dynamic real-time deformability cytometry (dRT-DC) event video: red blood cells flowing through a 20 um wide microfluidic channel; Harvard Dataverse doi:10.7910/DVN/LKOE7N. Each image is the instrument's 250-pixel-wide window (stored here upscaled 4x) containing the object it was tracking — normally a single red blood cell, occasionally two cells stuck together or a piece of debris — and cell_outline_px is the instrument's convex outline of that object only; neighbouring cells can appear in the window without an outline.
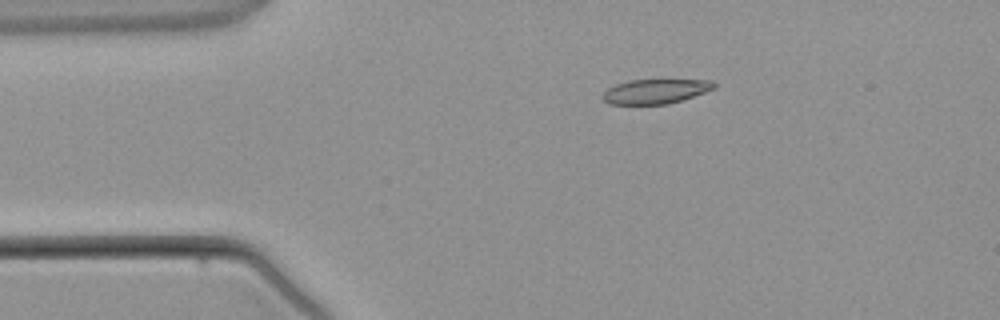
{"species": "common noctule bat (a hibernating species)", "species_latin": "Nyctalus noctula", "temperature_condition": "warm", "stored_images_in_passage": 3, "camera_frame_rate_fps": 3000, "um_per_image_px": 0.085, "animal": {"sex": "male", "body_mass_g": 21.5, "forearm_length_mm": 52.0}, "frame": {"image": 1, "passage_image": 2, "time_ms": 1.333, "image_size_px": [1000, 320], "cell_outline_px": [[716, 88], [668, 104], [608, 104], [604, 100], [604, 92], [608, 88], [616, 84], [628, 80], [712, 80], [716, 84]], "centroid_in_image_um": [55.71, 7.76], "position_along_channel_um": 29.3, "area_um2": 15.72}}